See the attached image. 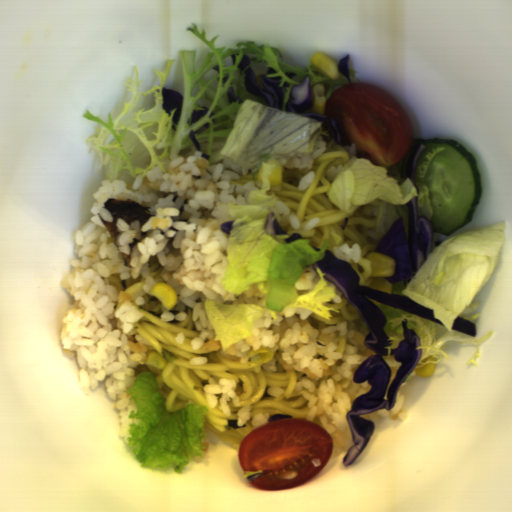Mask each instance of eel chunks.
Segmentation results:
<instances>
[{
	"mask_svg": "<svg viewBox=\"0 0 512 512\" xmlns=\"http://www.w3.org/2000/svg\"><path fill=\"white\" fill-rule=\"evenodd\" d=\"M120 255H121L122 259L124 260L125 264L129 266L131 263V256L129 254H125V253H121V252H120Z\"/></svg>",
	"mask_w": 512,
	"mask_h": 512,
	"instance_id": "obj_2",
	"label": "eel chunks"
},
{
	"mask_svg": "<svg viewBox=\"0 0 512 512\" xmlns=\"http://www.w3.org/2000/svg\"><path fill=\"white\" fill-rule=\"evenodd\" d=\"M103 207L111 213L113 221L103 220L102 218H100V220L113 239H117L119 235L117 229L118 219L129 224L133 221H140L142 226L148 222L151 217L150 208L148 206H142L133 200H119L113 198L106 201Z\"/></svg>",
	"mask_w": 512,
	"mask_h": 512,
	"instance_id": "obj_1",
	"label": "eel chunks"
}]
</instances>
